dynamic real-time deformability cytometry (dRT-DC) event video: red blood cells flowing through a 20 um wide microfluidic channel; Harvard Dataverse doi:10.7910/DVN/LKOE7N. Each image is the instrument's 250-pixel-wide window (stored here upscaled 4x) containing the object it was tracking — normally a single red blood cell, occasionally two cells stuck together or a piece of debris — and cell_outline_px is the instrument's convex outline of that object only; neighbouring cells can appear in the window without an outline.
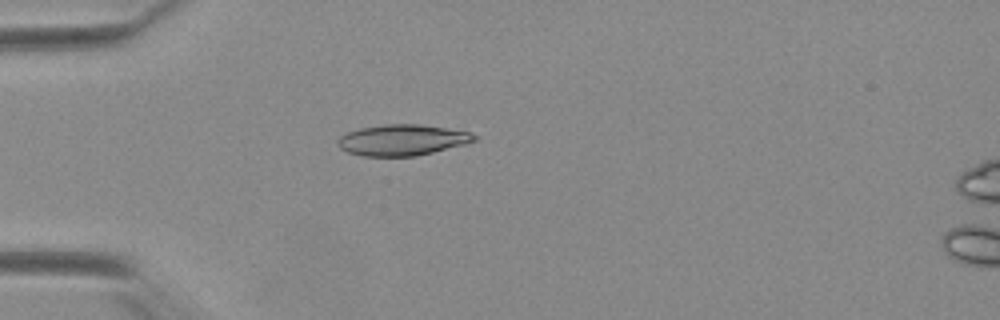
{"species": "Egyptian fruit bat (a non-hibernating species)", "species_latin": "Rousettus aegyptiacus", "temperature_condition": "warm", "stored_images_in_passage": 39, "camera_frame_rate_fps": 3000, "um_per_image_px": 0.085, "animal": {"sex": "female"}, "frame": {"image": 1, "passage_image": 2, "time_ms": 0.333, "image_size_px": [1000, 320], "cell_outline_px": [[476, 140], [464, 144], [416, 156], [364, 156], [348, 152], [340, 148], [336, 144], [336, 140], [340, 136], [348, 132], [360, 128], [384, 124], [416, 124], [472, 132], [476, 136]], "centroid_in_image_um": [34.15, 11.9], "position_along_channel_um": 50.9, "area_um2": 24.45}}
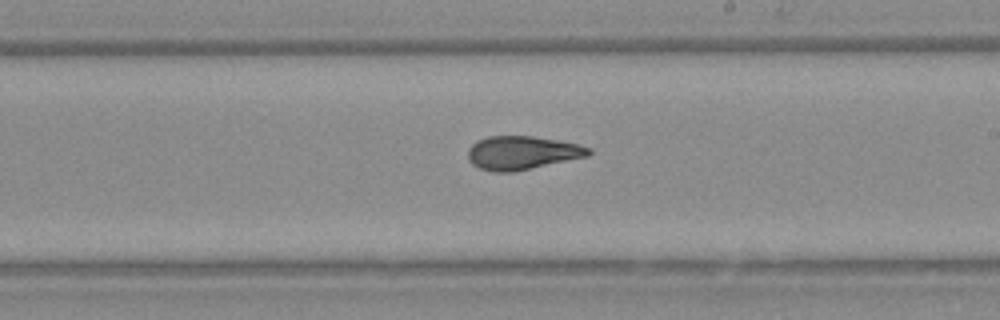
{"frame": {"image": 2, "passage_image": 18, "time_ms": 5.667, "image_size_px": [1000, 320], "cell_outline_px": [[592, 152], [588, 156], [512, 172], [496, 172], [480, 168], [472, 164], [468, 160], [468, 148], [476, 140], [488, 136], [532, 136], [556, 140], [576, 144], [592, 148]], "centroid_in_image_um": [44.35, 12.98], "position_along_channel_um": 244.7, "area_um2": 23.47}}
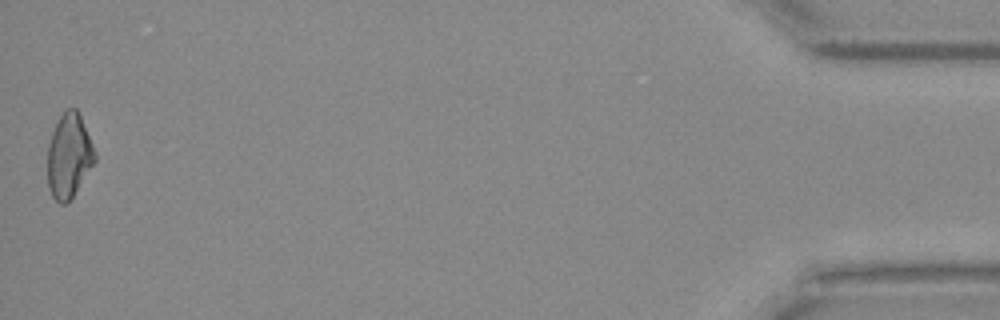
{"frame": {"image": 3, "passage_image": 39, "time_ms": 12.667, "image_size_px": [1000, 320], "cell_outline_px": [[96, 160], [72, 196], [64, 204], [60, 204], [52, 196], [48, 184], [48, 144], [52, 132], [60, 116], [68, 108], [76, 108], [80, 112], [96, 152]], "centroid_in_image_um": [5.87, 13.2], "position_along_channel_um": 429.3, "area_um2": 23.06}, "authors_computed_cell_mechanics": {"area_um2": 23.4668, "velocity_mm_per_s": 3.9186, "shape_relaxation_time_tau1_ms": 7.7185, "shape_relaxation_time_tau2_ms": 1.7149, "deformation_change_tau1": 0.2155, "deformation_change_tau2": 0.0848}}